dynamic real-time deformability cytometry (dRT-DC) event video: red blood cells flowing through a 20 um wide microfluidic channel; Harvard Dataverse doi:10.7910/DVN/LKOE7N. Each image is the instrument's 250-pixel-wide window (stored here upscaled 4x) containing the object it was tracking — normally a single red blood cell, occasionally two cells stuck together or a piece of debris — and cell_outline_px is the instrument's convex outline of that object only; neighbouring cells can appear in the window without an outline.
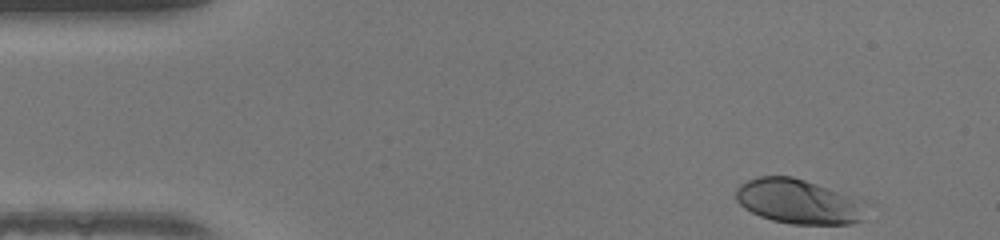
{"species": "human", "species_latin": "Homo sapiens", "temperature_condition": "warm", "stored_images_in_passage": 45, "camera_frame_rate_fps": 3000, "um_per_image_px": 0.085, "donor": {"sex": "female"}, "frame": {"image": 1, "passage_image": 1, "time_ms": 0.0, "image_size_px": [1000, 240], "cell_outline_px": [[864, 220], [852, 224], [792, 224], [772, 220], [760, 216], [744, 208], [736, 200], [736, 188], [740, 184], [748, 180], [760, 176], [792, 176], [864, 200]], "centroid_in_image_um": [67.87, 17.14], "position_along_channel_um": 17.1, "area_um2": 33.81}}
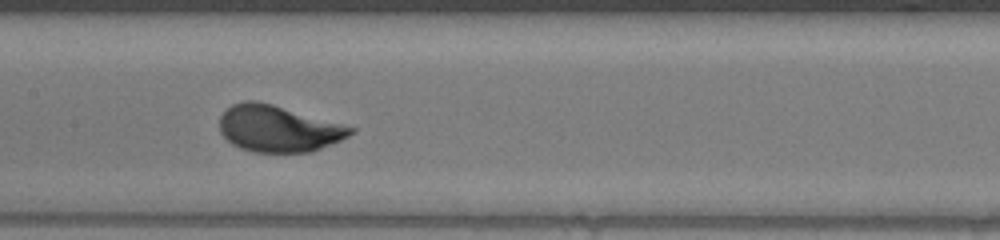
{"frame": {"image": 2, "passage_image": 20, "time_ms": 6.333, "image_size_px": [1000, 240], "cell_outline_px": [[356, 132], [340, 140], [312, 152], [252, 152], [240, 148], [232, 144], [220, 132], [220, 116], [232, 104], [244, 100], [256, 100], [272, 104], [356, 128]], "centroid_in_image_um": [23.64, 10.93], "position_along_channel_um": 183.8, "area_um2": 35.32}}
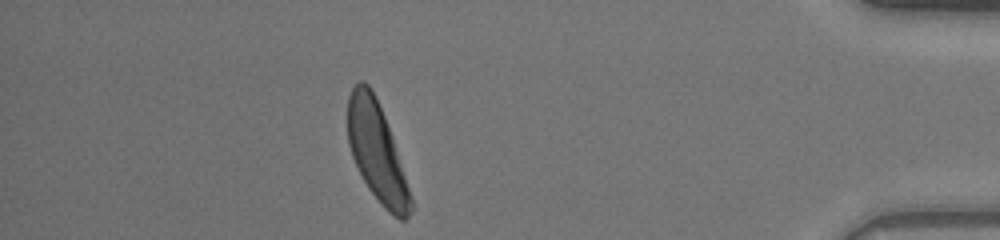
{"frame": {"image": 3, "passage_image": 39, "time_ms": 12.667, "image_size_px": [1000, 240], "cell_outline_px": [[416, 208], [404, 220], [400, 220], [388, 212], [380, 204], [368, 188], [352, 156], [348, 144], [348, 96], [352, 88], [360, 80], [364, 80], [368, 84], [376, 96], [392, 136]], "centroid_in_image_um": [32.05, 12.96], "position_along_channel_um": 403.1, "area_um2": 36.24}, "authors_computed_cell_mechanics": {"area_um2": 35.3736, "velocity_mm_per_s": 4.2557, "shape_relaxation_time_tau1_ms": 1.9463, "shape_relaxation_time_tau2_ms": null, "deformation_change_tau1": 0.1561, "deformation_change_tau2": null}}